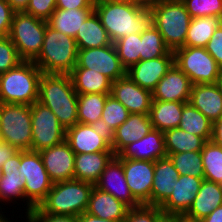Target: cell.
Listing matches in <instances>:
<instances>
[{
    "label": "cell",
    "instance_id": "e7e4bbea",
    "mask_svg": "<svg viewBox=\"0 0 222 222\" xmlns=\"http://www.w3.org/2000/svg\"><path fill=\"white\" fill-rule=\"evenodd\" d=\"M3 173H2V170H1V167H0V179L2 178V175Z\"/></svg>",
    "mask_w": 222,
    "mask_h": 222
},
{
    "label": "cell",
    "instance_id": "6da1fadb",
    "mask_svg": "<svg viewBox=\"0 0 222 222\" xmlns=\"http://www.w3.org/2000/svg\"><path fill=\"white\" fill-rule=\"evenodd\" d=\"M94 11L112 42L131 34H141L152 24L148 5L94 0Z\"/></svg>",
    "mask_w": 222,
    "mask_h": 222
},
{
    "label": "cell",
    "instance_id": "ffe728a7",
    "mask_svg": "<svg viewBox=\"0 0 222 222\" xmlns=\"http://www.w3.org/2000/svg\"><path fill=\"white\" fill-rule=\"evenodd\" d=\"M192 82L174 63L157 83L152 92L153 100L189 102Z\"/></svg>",
    "mask_w": 222,
    "mask_h": 222
},
{
    "label": "cell",
    "instance_id": "44dd1931",
    "mask_svg": "<svg viewBox=\"0 0 222 222\" xmlns=\"http://www.w3.org/2000/svg\"><path fill=\"white\" fill-rule=\"evenodd\" d=\"M119 159L145 160L155 162L167 157L164 133L152 128L141 140L128 144L117 155Z\"/></svg>",
    "mask_w": 222,
    "mask_h": 222
},
{
    "label": "cell",
    "instance_id": "f1b7e54d",
    "mask_svg": "<svg viewBox=\"0 0 222 222\" xmlns=\"http://www.w3.org/2000/svg\"><path fill=\"white\" fill-rule=\"evenodd\" d=\"M185 102L152 100L149 113L152 128L165 132L178 128Z\"/></svg>",
    "mask_w": 222,
    "mask_h": 222
},
{
    "label": "cell",
    "instance_id": "7402d4cb",
    "mask_svg": "<svg viewBox=\"0 0 222 222\" xmlns=\"http://www.w3.org/2000/svg\"><path fill=\"white\" fill-rule=\"evenodd\" d=\"M66 141L75 154L113 152L111 145L89 124L77 123L66 129Z\"/></svg>",
    "mask_w": 222,
    "mask_h": 222
},
{
    "label": "cell",
    "instance_id": "d6986e66",
    "mask_svg": "<svg viewBox=\"0 0 222 222\" xmlns=\"http://www.w3.org/2000/svg\"><path fill=\"white\" fill-rule=\"evenodd\" d=\"M204 178L180 175L170 197L160 206L164 215L183 216L191 207Z\"/></svg>",
    "mask_w": 222,
    "mask_h": 222
},
{
    "label": "cell",
    "instance_id": "f5cc1de1",
    "mask_svg": "<svg viewBox=\"0 0 222 222\" xmlns=\"http://www.w3.org/2000/svg\"><path fill=\"white\" fill-rule=\"evenodd\" d=\"M211 140L222 146V117L213 123Z\"/></svg>",
    "mask_w": 222,
    "mask_h": 222
},
{
    "label": "cell",
    "instance_id": "9a60e30c",
    "mask_svg": "<svg viewBox=\"0 0 222 222\" xmlns=\"http://www.w3.org/2000/svg\"><path fill=\"white\" fill-rule=\"evenodd\" d=\"M39 154L53 183L74 179L75 153L66 140L39 151Z\"/></svg>",
    "mask_w": 222,
    "mask_h": 222
},
{
    "label": "cell",
    "instance_id": "f35d334b",
    "mask_svg": "<svg viewBox=\"0 0 222 222\" xmlns=\"http://www.w3.org/2000/svg\"><path fill=\"white\" fill-rule=\"evenodd\" d=\"M122 66L128 70L140 61L141 34H131L113 42Z\"/></svg>",
    "mask_w": 222,
    "mask_h": 222
},
{
    "label": "cell",
    "instance_id": "83f0119b",
    "mask_svg": "<svg viewBox=\"0 0 222 222\" xmlns=\"http://www.w3.org/2000/svg\"><path fill=\"white\" fill-rule=\"evenodd\" d=\"M114 156L113 152L75 154L74 179L95 185Z\"/></svg>",
    "mask_w": 222,
    "mask_h": 222
},
{
    "label": "cell",
    "instance_id": "7c38bea8",
    "mask_svg": "<svg viewBox=\"0 0 222 222\" xmlns=\"http://www.w3.org/2000/svg\"><path fill=\"white\" fill-rule=\"evenodd\" d=\"M74 68H88L97 71L112 82L126 76L114 44L89 49H78L77 64Z\"/></svg>",
    "mask_w": 222,
    "mask_h": 222
},
{
    "label": "cell",
    "instance_id": "f546056e",
    "mask_svg": "<svg viewBox=\"0 0 222 222\" xmlns=\"http://www.w3.org/2000/svg\"><path fill=\"white\" fill-rule=\"evenodd\" d=\"M75 41L78 49L104 47L113 43L95 11L82 23Z\"/></svg>",
    "mask_w": 222,
    "mask_h": 222
},
{
    "label": "cell",
    "instance_id": "f907efd6",
    "mask_svg": "<svg viewBox=\"0 0 222 222\" xmlns=\"http://www.w3.org/2000/svg\"><path fill=\"white\" fill-rule=\"evenodd\" d=\"M56 8L65 10L94 8V0H56Z\"/></svg>",
    "mask_w": 222,
    "mask_h": 222
},
{
    "label": "cell",
    "instance_id": "8d00e7d4",
    "mask_svg": "<svg viewBox=\"0 0 222 222\" xmlns=\"http://www.w3.org/2000/svg\"><path fill=\"white\" fill-rule=\"evenodd\" d=\"M204 179L222 184V146L206 141L201 151Z\"/></svg>",
    "mask_w": 222,
    "mask_h": 222
},
{
    "label": "cell",
    "instance_id": "d590c367",
    "mask_svg": "<svg viewBox=\"0 0 222 222\" xmlns=\"http://www.w3.org/2000/svg\"><path fill=\"white\" fill-rule=\"evenodd\" d=\"M110 93L78 94V123L91 125L101 119L105 101Z\"/></svg>",
    "mask_w": 222,
    "mask_h": 222
},
{
    "label": "cell",
    "instance_id": "6f0895ef",
    "mask_svg": "<svg viewBox=\"0 0 222 222\" xmlns=\"http://www.w3.org/2000/svg\"><path fill=\"white\" fill-rule=\"evenodd\" d=\"M158 222H182V216L163 215Z\"/></svg>",
    "mask_w": 222,
    "mask_h": 222
},
{
    "label": "cell",
    "instance_id": "be15d7a7",
    "mask_svg": "<svg viewBox=\"0 0 222 222\" xmlns=\"http://www.w3.org/2000/svg\"><path fill=\"white\" fill-rule=\"evenodd\" d=\"M182 222H194V221H189V220L182 217Z\"/></svg>",
    "mask_w": 222,
    "mask_h": 222
},
{
    "label": "cell",
    "instance_id": "680465c9",
    "mask_svg": "<svg viewBox=\"0 0 222 222\" xmlns=\"http://www.w3.org/2000/svg\"><path fill=\"white\" fill-rule=\"evenodd\" d=\"M105 1H111L115 3L134 4V5H145L141 0H105Z\"/></svg>",
    "mask_w": 222,
    "mask_h": 222
},
{
    "label": "cell",
    "instance_id": "277c9868",
    "mask_svg": "<svg viewBox=\"0 0 222 222\" xmlns=\"http://www.w3.org/2000/svg\"><path fill=\"white\" fill-rule=\"evenodd\" d=\"M42 74L33 61L24 60L0 74V103L32 105L37 102Z\"/></svg>",
    "mask_w": 222,
    "mask_h": 222
},
{
    "label": "cell",
    "instance_id": "b9f144b4",
    "mask_svg": "<svg viewBox=\"0 0 222 222\" xmlns=\"http://www.w3.org/2000/svg\"><path fill=\"white\" fill-rule=\"evenodd\" d=\"M193 18L222 15V0H181Z\"/></svg>",
    "mask_w": 222,
    "mask_h": 222
},
{
    "label": "cell",
    "instance_id": "681fc988",
    "mask_svg": "<svg viewBox=\"0 0 222 222\" xmlns=\"http://www.w3.org/2000/svg\"><path fill=\"white\" fill-rule=\"evenodd\" d=\"M97 135H100L105 139L111 146L113 145L115 131L110 125L104 122V120L99 119L91 124Z\"/></svg>",
    "mask_w": 222,
    "mask_h": 222
},
{
    "label": "cell",
    "instance_id": "bcb514c9",
    "mask_svg": "<svg viewBox=\"0 0 222 222\" xmlns=\"http://www.w3.org/2000/svg\"><path fill=\"white\" fill-rule=\"evenodd\" d=\"M26 218V220H25ZM26 222H77V216L55 215L42 212L38 207L24 217Z\"/></svg>",
    "mask_w": 222,
    "mask_h": 222
},
{
    "label": "cell",
    "instance_id": "e0dca14e",
    "mask_svg": "<svg viewBox=\"0 0 222 222\" xmlns=\"http://www.w3.org/2000/svg\"><path fill=\"white\" fill-rule=\"evenodd\" d=\"M173 64L174 51H170L167 55L162 57L140 60L126 70V75L137 85L152 93L157 83Z\"/></svg>",
    "mask_w": 222,
    "mask_h": 222
},
{
    "label": "cell",
    "instance_id": "ee69618b",
    "mask_svg": "<svg viewBox=\"0 0 222 222\" xmlns=\"http://www.w3.org/2000/svg\"><path fill=\"white\" fill-rule=\"evenodd\" d=\"M23 60L9 37L0 38V74L15 68Z\"/></svg>",
    "mask_w": 222,
    "mask_h": 222
},
{
    "label": "cell",
    "instance_id": "5bb4252c",
    "mask_svg": "<svg viewBox=\"0 0 222 222\" xmlns=\"http://www.w3.org/2000/svg\"><path fill=\"white\" fill-rule=\"evenodd\" d=\"M21 162V151H19L15 156L8 159L1 167L2 178L0 179V206L7 205L10 203L18 204L17 200H21L26 203L25 215L27 216L34 208L24 196L25 179L20 177V171L18 167ZM14 201V202H13ZM8 204H7V203Z\"/></svg>",
    "mask_w": 222,
    "mask_h": 222
},
{
    "label": "cell",
    "instance_id": "e575fe53",
    "mask_svg": "<svg viewBox=\"0 0 222 222\" xmlns=\"http://www.w3.org/2000/svg\"><path fill=\"white\" fill-rule=\"evenodd\" d=\"M213 123L190 102L184 103L178 128L202 137L205 141L212 138Z\"/></svg>",
    "mask_w": 222,
    "mask_h": 222
},
{
    "label": "cell",
    "instance_id": "60d3db41",
    "mask_svg": "<svg viewBox=\"0 0 222 222\" xmlns=\"http://www.w3.org/2000/svg\"><path fill=\"white\" fill-rule=\"evenodd\" d=\"M129 115L130 112L127 110V108L109 94L103 107L101 119L110 125L115 131L127 120Z\"/></svg>",
    "mask_w": 222,
    "mask_h": 222
},
{
    "label": "cell",
    "instance_id": "f6af8a7d",
    "mask_svg": "<svg viewBox=\"0 0 222 222\" xmlns=\"http://www.w3.org/2000/svg\"><path fill=\"white\" fill-rule=\"evenodd\" d=\"M55 9L56 0H30L24 12L47 21Z\"/></svg>",
    "mask_w": 222,
    "mask_h": 222
},
{
    "label": "cell",
    "instance_id": "1f68e13d",
    "mask_svg": "<svg viewBox=\"0 0 222 222\" xmlns=\"http://www.w3.org/2000/svg\"><path fill=\"white\" fill-rule=\"evenodd\" d=\"M70 77L77 94L111 92L112 81L97 71L88 68H73Z\"/></svg>",
    "mask_w": 222,
    "mask_h": 222
},
{
    "label": "cell",
    "instance_id": "52a82bcc",
    "mask_svg": "<svg viewBox=\"0 0 222 222\" xmlns=\"http://www.w3.org/2000/svg\"><path fill=\"white\" fill-rule=\"evenodd\" d=\"M0 141L32 150L31 105L0 103Z\"/></svg>",
    "mask_w": 222,
    "mask_h": 222
},
{
    "label": "cell",
    "instance_id": "9c48e42d",
    "mask_svg": "<svg viewBox=\"0 0 222 222\" xmlns=\"http://www.w3.org/2000/svg\"><path fill=\"white\" fill-rule=\"evenodd\" d=\"M174 63L192 84L218 83L222 68L205 47H180L174 51Z\"/></svg>",
    "mask_w": 222,
    "mask_h": 222
},
{
    "label": "cell",
    "instance_id": "ac0fdd59",
    "mask_svg": "<svg viewBox=\"0 0 222 222\" xmlns=\"http://www.w3.org/2000/svg\"><path fill=\"white\" fill-rule=\"evenodd\" d=\"M94 186L104 192L110 193L129 208L141 205L131 194L124 176L122 161L116 155L107 164Z\"/></svg>",
    "mask_w": 222,
    "mask_h": 222
},
{
    "label": "cell",
    "instance_id": "c3c4849f",
    "mask_svg": "<svg viewBox=\"0 0 222 222\" xmlns=\"http://www.w3.org/2000/svg\"><path fill=\"white\" fill-rule=\"evenodd\" d=\"M14 12L6 0H0V38L9 36Z\"/></svg>",
    "mask_w": 222,
    "mask_h": 222
},
{
    "label": "cell",
    "instance_id": "9f6ffc18",
    "mask_svg": "<svg viewBox=\"0 0 222 222\" xmlns=\"http://www.w3.org/2000/svg\"><path fill=\"white\" fill-rule=\"evenodd\" d=\"M77 222H117V221L101 219L93 215H90L87 212H84L81 215L77 216Z\"/></svg>",
    "mask_w": 222,
    "mask_h": 222
},
{
    "label": "cell",
    "instance_id": "484cf974",
    "mask_svg": "<svg viewBox=\"0 0 222 222\" xmlns=\"http://www.w3.org/2000/svg\"><path fill=\"white\" fill-rule=\"evenodd\" d=\"M128 210L126 204L94 186L86 212L101 219L123 222Z\"/></svg>",
    "mask_w": 222,
    "mask_h": 222
},
{
    "label": "cell",
    "instance_id": "603a6c76",
    "mask_svg": "<svg viewBox=\"0 0 222 222\" xmlns=\"http://www.w3.org/2000/svg\"><path fill=\"white\" fill-rule=\"evenodd\" d=\"M189 102L212 123L222 117V91L218 83L194 84Z\"/></svg>",
    "mask_w": 222,
    "mask_h": 222
},
{
    "label": "cell",
    "instance_id": "7a4b0ae2",
    "mask_svg": "<svg viewBox=\"0 0 222 222\" xmlns=\"http://www.w3.org/2000/svg\"><path fill=\"white\" fill-rule=\"evenodd\" d=\"M38 102L48 107L65 129L78 123V94L70 74L43 73Z\"/></svg>",
    "mask_w": 222,
    "mask_h": 222
},
{
    "label": "cell",
    "instance_id": "6125c7cd",
    "mask_svg": "<svg viewBox=\"0 0 222 222\" xmlns=\"http://www.w3.org/2000/svg\"><path fill=\"white\" fill-rule=\"evenodd\" d=\"M218 84H219L220 89H221V91H222V74H221V76H220V78H219V80H218Z\"/></svg>",
    "mask_w": 222,
    "mask_h": 222
},
{
    "label": "cell",
    "instance_id": "7bdbcfd3",
    "mask_svg": "<svg viewBox=\"0 0 222 222\" xmlns=\"http://www.w3.org/2000/svg\"><path fill=\"white\" fill-rule=\"evenodd\" d=\"M163 215L159 206L141 204L138 207L129 208L123 222H158Z\"/></svg>",
    "mask_w": 222,
    "mask_h": 222
},
{
    "label": "cell",
    "instance_id": "4dcf8cb0",
    "mask_svg": "<svg viewBox=\"0 0 222 222\" xmlns=\"http://www.w3.org/2000/svg\"><path fill=\"white\" fill-rule=\"evenodd\" d=\"M94 11V8L59 9L56 8L47 20L48 25L65 35L76 37L82 23Z\"/></svg>",
    "mask_w": 222,
    "mask_h": 222
},
{
    "label": "cell",
    "instance_id": "8992f818",
    "mask_svg": "<svg viewBox=\"0 0 222 222\" xmlns=\"http://www.w3.org/2000/svg\"><path fill=\"white\" fill-rule=\"evenodd\" d=\"M94 184L72 179L55 182L38 208L55 215L78 216L86 212Z\"/></svg>",
    "mask_w": 222,
    "mask_h": 222
},
{
    "label": "cell",
    "instance_id": "d4e9b609",
    "mask_svg": "<svg viewBox=\"0 0 222 222\" xmlns=\"http://www.w3.org/2000/svg\"><path fill=\"white\" fill-rule=\"evenodd\" d=\"M180 174L170 158L164 157L154 162L153 186L151 189V205L161 206L171 195L175 181Z\"/></svg>",
    "mask_w": 222,
    "mask_h": 222
},
{
    "label": "cell",
    "instance_id": "836d02e7",
    "mask_svg": "<svg viewBox=\"0 0 222 222\" xmlns=\"http://www.w3.org/2000/svg\"><path fill=\"white\" fill-rule=\"evenodd\" d=\"M220 24V17L217 16L193 18L187 31L184 47H205Z\"/></svg>",
    "mask_w": 222,
    "mask_h": 222
},
{
    "label": "cell",
    "instance_id": "2e32d148",
    "mask_svg": "<svg viewBox=\"0 0 222 222\" xmlns=\"http://www.w3.org/2000/svg\"><path fill=\"white\" fill-rule=\"evenodd\" d=\"M110 95L121 102L130 114L150 113L152 93L137 85L127 75L112 82Z\"/></svg>",
    "mask_w": 222,
    "mask_h": 222
},
{
    "label": "cell",
    "instance_id": "ba28073f",
    "mask_svg": "<svg viewBox=\"0 0 222 222\" xmlns=\"http://www.w3.org/2000/svg\"><path fill=\"white\" fill-rule=\"evenodd\" d=\"M47 21L23 12H14L9 38L24 61H33L40 53Z\"/></svg>",
    "mask_w": 222,
    "mask_h": 222
},
{
    "label": "cell",
    "instance_id": "3957f363",
    "mask_svg": "<svg viewBox=\"0 0 222 222\" xmlns=\"http://www.w3.org/2000/svg\"><path fill=\"white\" fill-rule=\"evenodd\" d=\"M77 55L75 38L47 24L42 49L33 62L43 73L70 74L77 64Z\"/></svg>",
    "mask_w": 222,
    "mask_h": 222
},
{
    "label": "cell",
    "instance_id": "74e56055",
    "mask_svg": "<svg viewBox=\"0 0 222 222\" xmlns=\"http://www.w3.org/2000/svg\"><path fill=\"white\" fill-rule=\"evenodd\" d=\"M171 50L164 43L153 23L141 33L140 60H149L167 55Z\"/></svg>",
    "mask_w": 222,
    "mask_h": 222
},
{
    "label": "cell",
    "instance_id": "91938a15",
    "mask_svg": "<svg viewBox=\"0 0 222 222\" xmlns=\"http://www.w3.org/2000/svg\"><path fill=\"white\" fill-rule=\"evenodd\" d=\"M2 209L5 210L4 207L2 208V207L0 206V222H13L12 220H11V221L9 220L10 217L7 218V217H8V214H7V216L4 214V213H7V212H4V210H3V212H2Z\"/></svg>",
    "mask_w": 222,
    "mask_h": 222
},
{
    "label": "cell",
    "instance_id": "4316f807",
    "mask_svg": "<svg viewBox=\"0 0 222 222\" xmlns=\"http://www.w3.org/2000/svg\"><path fill=\"white\" fill-rule=\"evenodd\" d=\"M152 129L149 115L130 114L127 120L115 130L113 153L117 155L130 143L141 140Z\"/></svg>",
    "mask_w": 222,
    "mask_h": 222
},
{
    "label": "cell",
    "instance_id": "11a10c76",
    "mask_svg": "<svg viewBox=\"0 0 222 222\" xmlns=\"http://www.w3.org/2000/svg\"><path fill=\"white\" fill-rule=\"evenodd\" d=\"M200 222H222V205L213 210Z\"/></svg>",
    "mask_w": 222,
    "mask_h": 222
},
{
    "label": "cell",
    "instance_id": "94428289",
    "mask_svg": "<svg viewBox=\"0 0 222 222\" xmlns=\"http://www.w3.org/2000/svg\"><path fill=\"white\" fill-rule=\"evenodd\" d=\"M145 5H150L152 3L158 2L159 0H141Z\"/></svg>",
    "mask_w": 222,
    "mask_h": 222
},
{
    "label": "cell",
    "instance_id": "ab89813d",
    "mask_svg": "<svg viewBox=\"0 0 222 222\" xmlns=\"http://www.w3.org/2000/svg\"><path fill=\"white\" fill-rule=\"evenodd\" d=\"M180 175L204 178L201 152L167 154Z\"/></svg>",
    "mask_w": 222,
    "mask_h": 222
},
{
    "label": "cell",
    "instance_id": "816d5d0a",
    "mask_svg": "<svg viewBox=\"0 0 222 222\" xmlns=\"http://www.w3.org/2000/svg\"><path fill=\"white\" fill-rule=\"evenodd\" d=\"M18 152L19 150L11 146L8 142L0 141V167Z\"/></svg>",
    "mask_w": 222,
    "mask_h": 222
},
{
    "label": "cell",
    "instance_id": "d6a6232c",
    "mask_svg": "<svg viewBox=\"0 0 222 222\" xmlns=\"http://www.w3.org/2000/svg\"><path fill=\"white\" fill-rule=\"evenodd\" d=\"M167 154L201 152L205 140L197 135L187 133L180 128H172L164 132Z\"/></svg>",
    "mask_w": 222,
    "mask_h": 222
},
{
    "label": "cell",
    "instance_id": "7dc6e473",
    "mask_svg": "<svg viewBox=\"0 0 222 222\" xmlns=\"http://www.w3.org/2000/svg\"><path fill=\"white\" fill-rule=\"evenodd\" d=\"M205 49L222 68V24L216 28Z\"/></svg>",
    "mask_w": 222,
    "mask_h": 222
},
{
    "label": "cell",
    "instance_id": "30bf717a",
    "mask_svg": "<svg viewBox=\"0 0 222 222\" xmlns=\"http://www.w3.org/2000/svg\"><path fill=\"white\" fill-rule=\"evenodd\" d=\"M18 170L20 177L25 179L24 196L26 200L33 207H38L53 185L39 152L21 151V162Z\"/></svg>",
    "mask_w": 222,
    "mask_h": 222
},
{
    "label": "cell",
    "instance_id": "db71d44e",
    "mask_svg": "<svg viewBox=\"0 0 222 222\" xmlns=\"http://www.w3.org/2000/svg\"><path fill=\"white\" fill-rule=\"evenodd\" d=\"M15 12H23L28 7L30 0H6Z\"/></svg>",
    "mask_w": 222,
    "mask_h": 222
},
{
    "label": "cell",
    "instance_id": "5b68a950",
    "mask_svg": "<svg viewBox=\"0 0 222 222\" xmlns=\"http://www.w3.org/2000/svg\"><path fill=\"white\" fill-rule=\"evenodd\" d=\"M152 23L163 37L164 43L175 51L184 47L192 17L181 0H159L149 5Z\"/></svg>",
    "mask_w": 222,
    "mask_h": 222
},
{
    "label": "cell",
    "instance_id": "8fae6325",
    "mask_svg": "<svg viewBox=\"0 0 222 222\" xmlns=\"http://www.w3.org/2000/svg\"><path fill=\"white\" fill-rule=\"evenodd\" d=\"M32 151H41L66 140V129L56 115L40 102L31 105Z\"/></svg>",
    "mask_w": 222,
    "mask_h": 222
},
{
    "label": "cell",
    "instance_id": "4fadbf2b",
    "mask_svg": "<svg viewBox=\"0 0 222 222\" xmlns=\"http://www.w3.org/2000/svg\"><path fill=\"white\" fill-rule=\"evenodd\" d=\"M124 176L133 197L140 203L151 205L154 162L145 160L120 159Z\"/></svg>",
    "mask_w": 222,
    "mask_h": 222
},
{
    "label": "cell",
    "instance_id": "cb8c5ba5",
    "mask_svg": "<svg viewBox=\"0 0 222 222\" xmlns=\"http://www.w3.org/2000/svg\"><path fill=\"white\" fill-rule=\"evenodd\" d=\"M222 205V184L203 180L198 193L183 218L200 222L213 210Z\"/></svg>",
    "mask_w": 222,
    "mask_h": 222
}]
</instances>
